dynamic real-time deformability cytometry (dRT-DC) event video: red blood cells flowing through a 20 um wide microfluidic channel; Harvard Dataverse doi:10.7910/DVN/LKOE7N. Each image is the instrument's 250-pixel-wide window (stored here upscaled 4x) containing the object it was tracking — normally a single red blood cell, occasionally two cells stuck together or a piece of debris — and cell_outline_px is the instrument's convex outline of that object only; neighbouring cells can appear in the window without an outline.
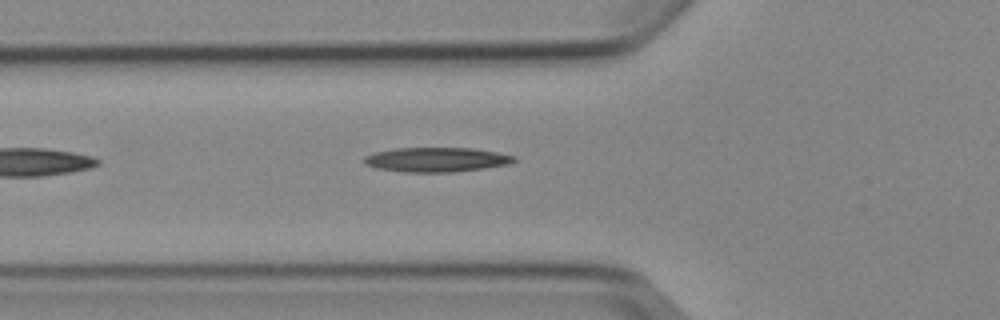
{"species": "Egyptian fruit bat (a non-hibernating species)", "species_latin": "Rousettus aegyptiacus", "temperature_condition": "cold", "stored_images_in_passage": 3, "camera_frame_rate_fps": 3000, "um_per_image_px": 0.085, "animal": {"sex": "female"}, "frame": {"image": 1, "passage_image": 3, "time_ms": 3.333, "image_size_px": [1000, 320], "cell_outline_px": [[516, 160], [508, 164], [484, 168], [456, 172], [404, 172], [376, 168], [364, 164], [364, 156], [376, 152], [396, 148], [472, 148], [496, 152], [516, 156]], "centroid_in_image_um": [37.09, 13.57], "position_along_channel_um": 88.7, "area_um2": 21.39}}